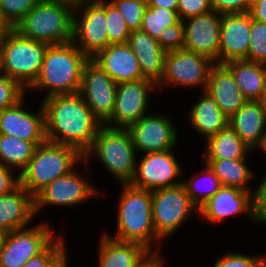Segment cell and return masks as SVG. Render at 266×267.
Instances as JSON below:
<instances>
[{
	"instance_id": "obj_1",
	"label": "cell",
	"mask_w": 266,
	"mask_h": 267,
	"mask_svg": "<svg viewBox=\"0 0 266 267\" xmlns=\"http://www.w3.org/2000/svg\"><path fill=\"white\" fill-rule=\"evenodd\" d=\"M46 140L72 146L83 156L91 148L103 125L79 93L52 95L42 99Z\"/></svg>"
},
{
	"instance_id": "obj_2",
	"label": "cell",
	"mask_w": 266,
	"mask_h": 267,
	"mask_svg": "<svg viewBox=\"0 0 266 267\" xmlns=\"http://www.w3.org/2000/svg\"><path fill=\"white\" fill-rule=\"evenodd\" d=\"M120 187L122 192L117 204V231L115 236L107 232L105 234L115 240L139 243L149 251H156L155 247L161 245L162 240L153 225L151 191L129 184H120Z\"/></svg>"
},
{
	"instance_id": "obj_3",
	"label": "cell",
	"mask_w": 266,
	"mask_h": 267,
	"mask_svg": "<svg viewBox=\"0 0 266 267\" xmlns=\"http://www.w3.org/2000/svg\"><path fill=\"white\" fill-rule=\"evenodd\" d=\"M89 58L71 41L49 45L35 82L26 90L46 91L45 97L78 93L84 65Z\"/></svg>"
},
{
	"instance_id": "obj_4",
	"label": "cell",
	"mask_w": 266,
	"mask_h": 267,
	"mask_svg": "<svg viewBox=\"0 0 266 267\" xmlns=\"http://www.w3.org/2000/svg\"><path fill=\"white\" fill-rule=\"evenodd\" d=\"M73 11L58 0H40L13 28L25 38L58 45L73 39Z\"/></svg>"
},
{
	"instance_id": "obj_5",
	"label": "cell",
	"mask_w": 266,
	"mask_h": 267,
	"mask_svg": "<svg viewBox=\"0 0 266 267\" xmlns=\"http://www.w3.org/2000/svg\"><path fill=\"white\" fill-rule=\"evenodd\" d=\"M84 159L74 147L50 141L37 145L20 172V185L35 197L56 178L70 173Z\"/></svg>"
},
{
	"instance_id": "obj_6",
	"label": "cell",
	"mask_w": 266,
	"mask_h": 267,
	"mask_svg": "<svg viewBox=\"0 0 266 267\" xmlns=\"http://www.w3.org/2000/svg\"><path fill=\"white\" fill-rule=\"evenodd\" d=\"M93 155L119 184L130 182L138 154L127 128H112L103 124L91 148L84 154V160L90 164Z\"/></svg>"
},
{
	"instance_id": "obj_7",
	"label": "cell",
	"mask_w": 266,
	"mask_h": 267,
	"mask_svg": "<svg viewBox=\"0 0 266 267\" xmlns=\"http://www.w3.org/2000/svg\"><path fill=\"white\" fill-rule=\"evenodd\" d=\"M49 44L3 31V73L27 90L37 79Z\"/></svg>"
},
{
	"instance_id": "obj_8",
	"label": "cell",
	"mask_w": 266,
	"mask_h": 267,
	"mask_svg": "<svg viewBox=\"0 0 266 267\" xmlns=\"http://www.w3.org/2000/svg\"><path fill=\"white\" fill-rule=\"evenodd\" d=\"M80 164L82 165L83 173H79L74 168L70 173L56 178L34 197L36 217L47 206H61L62 208L63 206L64 208L78 206L84 201L86 202V200L103 194L101 189L99 190L94 183L88 180L91 178L89 173L92 171L89 170L91 168L89 164L84 159Z\"/></svg>"
},
{
	"instance_id": "obj_9",
	"label": "cell",
	"mask_w": 266,
	"mask_h": 267,
	"mask_svg": "<svg viewBox=\"0 0 266 267\" xmlns=\"http://www.w3.org/2000/svg\"><path fill=\"white\" fill-rule=\"evenodd\" d=\"M151 197L153 225L162 241L177 233L193 214H198L197 206L191 201L182 183L152 191Z\"/></svg>"
},
{
	"instance_id": "obj_10",
	"label": "cell",
	"mask_w": 266,
	"mask_h": 267,
	"mask_svg": "<svg viewBox=\"0 0 266 267\" xmlns=\"http://www.w3.org/2000/svg\"><path fill=\"white\" fill-rule=\"evenodd\" d=\"M215 63L209 58L185 49L169 51L165 54L164 72L157 83L162 90L165 86L177 88H200L204 91L210 69Z\"/></svg>"
},
{
	"instance_id": "obj_11",
	"label": "cell",
	"mask_w": 266,
	"mask_h": 267,
	"mask_svg": "<svg viewBox=\"0 0 266 267\" xmlns=\"http://www.w3.org/2000/svg\"><path fill=\"white\" fill-rule=\"evenodd\" d=\"M106 27L105 0H95L74 8L72 42L89 59L109 45Z\"/></svg>"
},
{
	"instance_id": "obj_12",
	"label": "cell",
	"mask_w": 266,
	"mask_h": 267,
	"mask_svg": "<svg viewBox=\"0 0 266 267\" xmlns=\"http://www.w3.org/2000/svg\"><path fill=\"white\" fill-rule=\"evenodd\" d=\"M174 151L168 149L143 153L142 159L136 162L133 177L128 184L151 192L181 184L183 170Z\"/></svg>"
},
{
	"instance_id": "obj_13",
	"label": "cell",
	"mask_w": 266,
	"mask_h": 267,
	"mask_svg": "<svg viewBox=\"0 0 266 267\" xmlns=\"http://www.w3.org/2000/svg\"><path fill=\"white\" fill-rule=\"evenodd\" d=\"M156 90H158L157 84L148 78L118 83L115 107L104 125L112 128H128L136 123L142 116L149 114L150 95Z\"/></svg>"
},
{
	"instance_id": "obj_14",
	"label": "cell",
	"mask_w": 266,
	"mask_h": 267,
	"mask_svg": "<svg viewBox=\"0 0 266 267\" xmlns=\"http://www.w3.org/2000/svg\"><path fill=\"white\" fill-rule=\"evenodd\" d=\"M56 237L55 230L45 221L9 232L0 250V267H22Z\"/></svg>"
},
{
	"instance_id": "obj_15",
	"label": "cell",
	"mask_w": 266,
	"mask_h": 267,
	"mask_svg": "<svg viewBox=\"0 0 266 267\" xmlns=\"http://www.w3.org/2000/svg\"><path fill=\"white\" fill-rule=\"evenodd\" d=\"M172 118L166 114H147L127 129L136 153H151L175 149L179 144V132Z\"/></svg>"
},
{
	"instance_id": "obj_16",
	"label": "cell",
	"mask_w": 266,
	"mask_h": 267,
	"mask_svg": "<svg viewBox=\"0 0 266 267\" xmlns=\"http://www.w3.org/2000/svg\"><path fill=\"white\" fill-rule=\"evenodd\" d=\"M117 83L97 64L89 59L82 72L79 94L92 114L103 124L111 117L115 107Z\"/></svg>"
},
{
	"instance_id": "obj_17",
	"label": "cell",
	"mask_w": 266,
	"mask_h": 267,
	"mask_svg": "<svg viewBox=\"0 0 266 267\" xmlns=\"http://www.w3.org/2000/svg\"><path fill=\"white\" fill-rule=\"evenodd\" d=\"M222 14L208 13L183 20L184 49L203 55L218 64Z\"/></svg>"
},
{
	"instance_id": "obj_18",
	"label": "cell",
	"mask_w": 266,
	"mask_h": 267,
	"mask_svg": "<svg viewBox=\"0 0 266 267\" xmlns=\"http://www.w3.org/2000/svg\"><path fill=\"white\" fill-rule=\"evenodd\" d=\"M25 96L15 105L0 111V134L11 135L40 145L46 141L45 112L42 103L37 111L24 108Z\"/></svg>"
},
{
	"instance_id": "obj_19",
	"label": "cell",
	"mask_w": 266,
	"mask_h": 267,
	"mask_svg": "<svg viewBox=\"0 0 266 267\" xmlns=\"http://www.w3.org/2000/svg\"><path fill=\"white\" fill-rule=\"evenodd\" d=\"M240 214L248 215V219L256 224L253 193L235 187L222 186L198 208L200 220H208L215 224Z\"/></svg>"
},
{
	"instance_id": "obj_20",
	"label": "cell",
	"mask_w": 266,
	"mask_h": 267,
	"mask_svg": "<svg viewBox=\"0 0 266 267\" xmlns=\"http://www.w3.org/2000/svg\"><path fill=\"white\" fill-rule=\"evenodd\" d=\"M251 16L247 13L222 14L218 64L246 59L250 46Z\"/></svg>"
},
{
	"instance_id": "obj_21",
	"label": "cell",
	"mask_w": 266,
	"mask_h": 267,
	"mask_svg": "<svg viewBox=\"0 0 266 267\" xmlns=\"http://www.w3.org/2000/svg\"><path fill=\"white\" fill-rule=\"evenodd\" d=\"M204 91L215 100L228 118L248 101L237 86L234 76L224 64L215 63L212 66Z\"/></svg>"
},
{
	"instance_id": "obj_22",
	"label": "cell",
	"mask_w": 266,
	"mask_h": 267,
	"mask_svg": "<svg viewBox=\"0 0 266 267\" xmlns=\"http://www.w3.org/2000/svg\"><path fill=\"white\" fill-rule=\"evenodd\" d=\"M118 84L144 78L128 43L110 44L92 58Z\"/></svg>"
},
{
	"instance_id": "obj_23",
	"label": "cell",
	"mask_w": 266,
	"mask_h": 267,
	"mask_svg": "<svg viewBox=\"0 0 266 267\" xmlns=\"http://www.w3.org/2000/svg\"><path fill=\"white\" fill-rule=\"evenodd\" d=\"M35 215L34 197L21 185L0 196V229L5 232L30 226Z\"/></svg>"
},
{
	"instance_id": "obj_24",
	"label": "cell",
	"mask_w": 266,
	"mask_h": 267,
	"mask_svg": "<svg viewBox=\"0 0 266 267\" xmlns=\"http://www.w3.org/2000/svg\"><path fill=\"white\" fill-rule=\"evenodd\" d=\"M228 124L252 151H256L257 147L260 149L263 145L266 134V114L258 101L248 100L228 118Z\"/></svg>"
},
{
	"instance_id": "obj_25",
	"label": "cell",
	"mask_w": 266,
	"mask_h": 267,
	"mask_svg": "<svg viewBox=\"0 0 266 267\" xmlns=\"http://www.w3.org/2000/svg\"><path fill=\"white\" fill-rule=\"evenodd\" d=\"M127 43L136 55L142 76L157 84L164 72L166 54L158 40L142 30H137L130 33Z\"/></svg>"
},
{
	"instance_id": "obj_26",
	"label": "cell",
	"mask_w": 266,
	"mask_h": 267,
	"mask_svg": "<svg viewBox=\"0 0 266 267\" xmlns=\"http://www.w3.org/2000/svg\"><path fill=\"white\" fill-rule=\"evenodd\" d=\"M188 122L195 132L209 139L228 125V117L220 110L215 100L205 91H201L198 101L187 114Z\"/></svg>"
},
{
	"instance_id": "obj_27",
	"label": "cell",
	"mask_w": 266,
	"mask_h": 267,
	"mask_svg": "<svg viewBox=\"0 0 266 267\" xmlns=\"http://www.w3.org/2000/svg\"><path fill=\"white\" fill-rule=\"evenodd\" d=\"M101 236L98 267H134L149 252L139 243L118 241L105 233Z\"/></svg>"
},
{
	"instance_id": "obj_28",
	"label": "cell",
	"mask_w": 266,
	"mask_h": 267,
	"mask_svg": "<svg viewBox=\"0 0 266 267\" xmlns=\"http://www.w3.org/2000/svg\"><path fill=\"white\" fill-rule=\"evenodd\" d=\"M247 100L257 101L266 88V65L250 60H233L224 64Z\"/></svg>"
},
{
	"instance_id": "obj_29",
	"label": "cell",
	"mask_w": 266,
	"mask_h": 267,
	"mask_svg": "<svg viewBox=\"0 0 266 267\" xmlns=\"http://www.w3.org/2000/svg\"><path fill=\"white\" fill-rule=\"evenodd\" d=\"M205 145L202 160L241 159L247 158L252 152L229 124L207 139Z\"/></svg>"
},
{
	"instance_id": "obj_30",
	"label": "cell",
	"mask_w": 266,
	"mask_h": 267,
	"mask_svg": "<svg viewBox=\"0 0 266 267\" xmlns=\"http://www.w3.org/2000/svg\"><path fill=\"white\" fill-rule=\"evenodd\" d=\"M248 158L222 159V160H202L219 178L222 186L235 187L246 192H252L248 184L256 180L255 172L247 165Z\"/></svg>"
},
{
	"instance_id": "obj_31",
	"label": "cell",
	"mask_w": 266,
	"mask_h": 267,
	"mask_svg": "<svg viewBox=\"0 0 266 267\" xmlns=\"http://www.w3.org/2000/svg\"><path fill=\"white\" fill-rule=\"evenodd\" d=\"M37 145L11 135L0 134V164L20 174L32 158Z\"/></svg>"
},
{
	"instance_id": "obj_32",
	"label": "cell",
	"mask_w": 266,
	"mask_h": 267,
	"mask_svg": "<svg viewBox=\"0 0 266 267\" xmlns=\"http://www.w3.org/2000/svg\"><path fill=\"white\" fill-rule=\"evenodd\" d=\"M204 166L206 167H204L198 175L195 173L193 176L190 175V178L187 177V180L182 181L186 193L190 196L191 201L197 206V208L211 198L222 187L219 178L213 173L209 166L205 163Z\"/></svg>"
},
{
	"instance_id": "obj_33",
	"label": "cell",
	"mask_w": 266,
	"mask_h": 267,
	"mask_svg": "<svg viewBox=\"0 0 266 267\" xmlns=\"http://www.w3.org/2000/svg\"><path fill=\"white\" fill-rule=\"evenodd\" d=\"M180 20L177 11L156 6H147L142 19L141 30L158 40L161 32Z\"/></svg>"
},
{
	"instance_id": "obj_34",
	"label": "cell",
	"mask_w": 266,
	"mask_h": 267,
	"mask_svg": "<svg viewBox=\"0 0 266 267\" xmlns=\"http://www.w3.org/2000/svg\"><path fill=\"white\" fill-rule=\"evenodd\" d=\"M105 16L109 45L127 43L131 32L121 12L109 0H105Z\"/></svg>"
},
{
	"instance_id": "obj_35",
	"label": "cell",
	"mask_w": 266,
	"mask_h": 267,
	"mask_svg": "<svg viewBox=\"0 0 266 267\" xmlns=\"http://www.w3.org/2000/svg\"><path fill=\"white\" fill-rule=\"evenodd\" d=\"M57 235L40 254L30 258L22 267H54L68 252L65 237Z\"/></svg>"
},
{
	"instance_id": "obj_36",
	"label": "cell",
	"mask_w": 266,
	"mask_h": 267,
	"mask_svg": "<svg viewBox=\"0 0 266 267\" xmlns=\"http://www.w3.org/2000/svg\"><path fill=\"white\" fill-rule=\"evenodd\" d=\"M39 1L0 0V22L6 28H14Z\"/></svg>"
},
{
	"instance_id": "obj_37",
	"label": "cell",
	"mask_w": 266,
	"mask_h": 267,
	"mask_svg": "<svg viewBox=\"0 0 266 267\" xmlns=\"http://www.w3.org/2000/svg\"><path fill=\"white\" fill-rule=\"evenodd\" d=\"M251 37L246 60L266 64V23L251 18Z\"/></svg>"
},
{
	"instance_id": "obj_38",
	"label": "cell",
	"mask_w": 266,
	"mask_h": 267,
	"mask_svg": "<svg viewBox=\"0 0 266 267\" xmlns=\"http://www.w3.org/2000/svg\"><path fill=\"white\" fill-rule=\"evenodd\" d=\"M123 15L127 27L132 31L141 30L147 4L138 0H109Z\"/></svg>"
},
{
	"instance_id": "obj_39",
	"label": "cell",
	"mask_w": 266,
	"mask_h": 267,
	"mask_svg": "<svg viewBox=\"0 0 266 267\" xmlns=\"http://www.w3.org/2000/svg\"><path fill=\"white\" fill-rule=\"evenodd\" d=\"M266 262V255H246L239 252H225L213 267H261Z\"/></svg>"
},
{
	"instance_id": "obj_40",
	"label": "cell",
	"mask_w": 266,
	"mask_h": 267,
	"mask_svg": "<svg viewBox=\"0 0 266 267\" xmlns=\"http://www.w3.org/2000/svg\"><path fill=\"white\" fill-rule=\"evenodd\" d=\"M27 91L15 80L7 75H0V111L15 105Z\"/></svg>"
},
{
	"instance_id": "obj_41",
	"label": "cell",
	"mask_w": 266,
	"mask_h": 267,
	"mask_svg": "<svg viewBox=\"0 0 266 267\" xmlns=\"http://www.w3.org/2000/svg\"><path fill=\"white\" fill-rule=\"evenodd\" d=\"M160 46L166 51L184 49V25L182 20L176 24L166 27L158 39Z\"/></svg>"
},
{
	"instance_id": "obj_42",
	"label": "cell",
	"mask_w": 266,
	"mask_h": 267,
	"mask_svg": "<svg viewBox=\"0 0 266 267\" xmlns=\"http://www.w3.org/2000/svg\"><path fill=\"white\" fill-rule=\"evenodd\" d=\"M212 10L210 0H178L177 13L182 21Z\"/></svg>"
},
{
	"instance_id": "obj_43",
	"label": "cell",
	"mask_w": 266,
	"mask_h": 267,
	"mask_svg": "<svg viewBox=\"0 0 266 267\" xmlns=\"http://www.w3.org/2000/svg\"><path fill=\"white\" fill-rule=\"evenodd\" d=\"M253 194L254 217L256 224L266 225V172Z\"/></svg>"
},
{
	"instance_id": "obj_44",
	"label": "cell",
	"mask_w": 266,
	"mask_h": 267,
	"mask_svg": "<svg viewBox=\"0 0 266 267\" xmlns=\"http://www.w3.org/2000/svg\"><path fill=\"white\" fill-rule=\"evenodd\" d=\"M212 9L220 14L247 13L252 0H210Z\"/></svg>"
},
{
	"instance_id": "obj_45",
	"label": "cell",
	"mask_w": 266,
	"mask_h": 267,
	"mask_svg": "<svg viewBox=\"0 0 266 267\" xmlns=\"http://www.w3.org/2000/svg\"><path fill=\"white\" fill-rule=\"evenodd\" d=\"M16 173L14 169L0 164V196L9 194L20 186V176Z\"/></svg>"
},
{
	"instance_id": "obj_46",
	"label": "cell",
	"mask_w": 266,
	"mask_h": 267,
	"mask_svg": "<svg viewBox=\"0 0 266 267\" xmlns=\"http://www.w3.org/2000/svg\"><path fill=\"white\" fill-rule=\"evenodd\" d=\"M165 261L159 250L149 251L134 267H164Z\"/></svg>"
},
{
	"instance_id": "obj_47",
	"label": "cell",
	"mask_w": 266,
	"mask_h": 267,
	"mask_svg": "<svg viewBox=\"0 0 266 267\" xmlns=\"http://www.w3.org/2000/svg\"><path fill=\"white\" fill-rule=\"evenodd\" d=\"M248 13L252 19L266 23V0H252Z\"/></svg>"
},
{
	"instance_id": "obj_48",
	"label": "cell",
	"mask_w": 266,
	"mask_h": 267,
	"mask_svg": "<svg viewBox=\"0 0 266 267\" xmlns=\"http://www.w3.org/2000/svg\"><path fill=\"white\" fill-rule=\"evenodd\" d=\"M178 0H149L147 6L162 7L168 10L177 11Z\"/></svg>"
},
{
	"instance_id": "obj_49",
	"label": "cell",
	"mask_w": 266,
	"mask_h": 267,
	"mask_svg": "<svg viewBox=\"0 0 266 267\" xmlns=\"http://www.w3.org/2000/svg\"><path fill=\"white\" fill-rule=\"evenodd\" d=\"M58 1L70 4L75 8V7H77V6L81 5V4L89 3V2H92V1H95V0H58Z\"/></svg>"
},
{
	"instance_id": "obj_50",
	"label": "cell",
	"mask_w": 266,
	"mask_h": 267,
	"mask_svg": "<svg viewBox=\"0 0 266 267\" xmlns=\"http://www.w3.org/2000/svg\"><path fill=\"white\" fill-rule=\"evenodd\" d=\"M260 104L261 109L265 112L266 114V88L265 90L261 93L260 98L257 100Z\"/></svg>"
},
{
	"instance_id": "obj_51",
	"label": "cell",
	"mask_w": 266,
	"mask_h": 267,
	"mask_svg": "<svg viewBox=\"0 0 266 267\" xmlns=\"http://www.w3.org/2000/svg\"><path fill=\"white\" fill-rule=\"evenodd\" d=\"M3 73V33L0 35V75Z\"/></svg>"
},
{
	"instance_id": "obj_52",
	"label": "cell",
	"mask_w": 266,
	"mask_h": 267,
	"mask_svg": "<svg viewBox=\"0 0 266 267\" xmlns=\"http://www.w3.org/2000/svg\"><path fill=\"white\" fill-rule=\"evenodd\" d=\"M68 255L66 254L54 267H68Z\"/></svg>"
},
{
	"instance_id": "obj_53",
	"label": "cell",
	"mask_w": 266,
	"mask_h": 267,
	"mask_svg": "<svg viewBox=\"0 0 266 267\" xmlns=\"http://www.w3.org/2000/svg\"><path fill=\"white\" fill-rule=\"evenodd\" d=\"M7 234H8L7 232H5L4 230L0 229V250L4 246V242H5V239L7 237Z\"/></svg>"
},
{
	"instance_id": "obj_54",
	"label": "cell",
	"mask_w": 266,
	"mask_h": 267,
	"mask_svg": "<svg viewBox=\"0 0 266 267\" xmlns=\"http://www.w3.org/2000/svg\"><path fill=\"white\" fill-rule=\"evenodd\" d=\"M260 150H262L263 153L266 154V134H265L263 145L261 146Z\"/></svg>"
},
{
	"instance_id": "obj_55",
	"label": "cell",
	"mask_w": 266,
	"mask_h": 267,
	"mask_svg": "<svg viewBox=\"0 0 266 267\" xmlns=\"http://www.w3.org/2000/svg\"><path fill=\"white\" fill-rule=\"evenodd\" d=\"M5 29L6 27L0 22V35L3 33Z\"/></svg>"
},
{
	"instance_id": "obj_56",
	"label": "cell",
	"mask_w": 266,
	"mask_h": 267,
	"mask_svg": "<svg viewBox=\"0 0 266 267\" xmlns=\"http://www.w3.org/2000/svg\"><path fill=\"white\" fill-rule=\"evenodd\" d=\"M138 1L144 2L146 4H148V2H149V0H138Z\"/></svg>"
}]
</instances>
